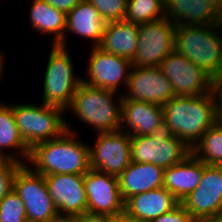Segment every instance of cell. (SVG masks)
Returning a JSON list of instances; mask_svg holds the SVG:
<instances>
[{"instance_id": "1", "label": "cell", "mask_w": 222, "mask_h": 222, "mask_svg": "<svg viewBox=\"0 0 222 222\" xmlns=\"http://www.w3.org/2000/svg\"><path fill=\"white\" fill-rule=\"evenodd\" d=\"M67 121V130L59 137L39 143L30 150L27 164L35 172L45 176L51 174L84 175L89 171V142L80 140L79 131Z\"/></svg>"}, {"instance_id": "2", "label": "cell", "mask_w": 222, "mask_h": 222, "mask_svg": "<svg viewBox=\"0 0 222 222\" xmlns=\"http://www.w3.org/2000/svg\"><path fill=\"white\" fill-rule=\"evenodd\" d=\"M164 121L190 149L217 122L213 91L198 96H174L163 105Z\"/></svg>"}, {"instance_id": "3", "label": "cell", "mask_w": 222, "mask_h": 222, "mask_svg": "<svg viewBox=\"0 0 222 222\" xmlns=\"http://www.w3.org/2000/svg\"><path fill=\"white\" fill-rule=\"evenodd\" d=\"M122 99L120 93L81 82L65 112L77 117L93 133L114 132L121 127Z\"/></svg>"}, {"instance_id": "4", "label": "cell", "mask_w": 222, "mask_h": 222, "mask_svg": "<svg viewBox=\"0 0 222 222\" xmlns=\"http://www.w3.org/2000/svg\"><path fill=\"white\" fill-rule=\"evenodd\" d=\"M174 49L201 67L212 79L222 73V32L218 24L177 25Z\"/></svg>"}, {"instance_id": "5", "label": "cell", "mask_w": 222, "mask_h": 222, "mask_svg": "<svg viewBox=\"0 0 222 222\" xmlns=\"http://www.w3.org/2000/svg\"><path fill=\"white\" fill-rule=\"evenodd\" d=\"M44 69L41 103L62 108L70 106L82 76L75 75L74 61L69 47L51 45Z\"/></svg>"}, {"instance_id": "6", "label": "cell", "mask_w": 222, "mask_h": 222, "mask_svg": "<svg viewBox=\"0 0 222 222\" xmlns=\"http://www.w3.org/2000/svg\"><path fill=\"white\" fill-rule=\"evenodd\" d=\"M19 133L31 150L35 145L59 137L66 129L62 108L43 103H12Z\"/></svg>"}, {"instance_id": "7", "label": "cell", "mask_w": 222, "mask_h": 222, "mask_svg": "<svg viewBox=\"0 0 222 222\" xmlns=\"http://www.w3.org/2000/svg\"><path fill=\"white\" fill-rule=\"evenodd\" d=\"M191 149L173 134L165 121L157 125L150 135L131 136V161L153 163L167 169L181 162Z\"/></svg>"}, {"instance_id": "8", "label": "cell", "mask_w": 222, "mask_h": 222, "mask_svg": "<svg viewBox=\"0 0 222 222\" xmlns=\"http://www.w3.org/2000/svg\"><path fill=\"white\" fill-rule=\"evenodd\" d=\"M13 189L22 200L27 222H61L53 205L45 177L28 164H21L14 173Z\"/></svg>"}, {"instance_id": "9", "label": "cell", "mask_w": 222, "mask_h": 222, "mask_svg": "<svg viewBox=\"0 0 222 222\" xmlns=\"http://www.w3.org/2000/svg\"><path fill=\"white\" fill-rule=\"evenodd\" d=\"M175 29L176 25L166 16L139 24L138 45L132 66L160 67L162 61L174 50Z\"/></svg>"}, {"instance_id": "10", "label": "cell", "mask_w": 222, "mask_h": 222, "mask_svg": "<svg viewBox=\"0 0 222 222\" xmlns=\"http://www.w3.org/2000/svg\"><path fill=\"white\" fill-rule=\"evenodd\" d=\"M84 186L87 221H102L124 210L118 177L90 168L84 174Z\"/></svg>"}, {"instance_id": "11", "label": "cell", "mask_w": 222, "mask_h": 222, "mask_svg": "<svg viewBox=\"0 0 222 222\" xmlns=\"http://www.w3.org/2000/svg\"><path fill=\"white\" fill-rule=\"evenodd\" d=\"M44 177L61 220L87 221L84 175L51 174Z\"/></svg>"}, {"instance_id": "12", "label": "cell", "mask_w": 222, "mask_h": 222, "mask_svg": "<svg viewBox=\"0 0 222 222\" xmlns=\"http://www.w3.org/2000/svg\"><path fill=\"white\" fill-rule=\"evenodd\" d=\"M89 149L91 169L118 177L131 163V136L127 132L96 133Z\"/></svg>"}, {"instance_id": "13", "label": "cell", "mask_w": 222, "mask_h": 222, "mask_svg": "<svg viewBox=\"0 0 222 222\" xmlns=\"http://www.w3.org/2000/svg\"><path fill=\"white\" fill-rule=\"evenodd\" d=\"M90 49L85 72L87 76H82V82L121 94V89L126 87L132 62L99 47Z\"/></svg>"}, {"instance_id": "14", "label": "cell", "mask_w": 222, "mask_h": 222, "mask_svg": "<svg viewBox=\"0 0 222 222\" xmlns=\"http://www.w3.org/2000/svg\"><path fill=\"white\" fill-rule=\"evenodd\" d=\"M160 68L170 80L175 96H198L212 91L213 79L175 49L162 61Z\"/></svg>"}, {"instance_id": "15", "label": "cell", "mask_w": 222, "mask_h": 222, "mask_svg": "<svg viewBox=\"0 0 222 222\" xmlns=\"http://www.w3.org/2000/svg\"><path fill=\"white\" fill-rule=\"evenodd\" d=\"M124 91L121 93L123 99H134L160 106L175 96L170 80L160 67L132 66Z\"/></svg>"}, {"instance_id": "16", "label": "cell", "mask_w": 222, "mask_h": 222, "mask_svg": "<svg viewBox=\"0 0 222 222\" xmlns=\"http://www.w3.org/2000/svg\"><path fill=\"white\" fill-rule=\"evenodd\" d=\"M181 203L196 222L221 214V166L204 163L200 183Z\"/></svg>"}, {"instance_id": "17", "label": "cell", "mask_w": 222, "mask_h": 222, "mask_svg": "<svg viewBox=\"0 0 222 222\" xmlns=\"http://www.w3.org/2000/svg\"><path fill=\"white\" fill-rule=\"evenodd\" d=\"M66 31L63 46L68 47V36L82 37L81 41L88 40L91 47H98L101 43L106 22L98 10L88 1L82 0L67 14ZM71 34V35H70ZM74 34V35H73Z\"/></svg>"}, {"instance_id": "18", "label": "cell", "mask_w": 222, "mask_h": 222, "mask_svg": "<svg viewBox=\"0 0 222 222\" xmlns=\"http://www.w3.org/2000/svg\"><path fill=\"white\" fill-rule=\"evenodd\" d=\"M163 121V106L134 99H122L120 130L130 136L150 135Z\"/></svg>"}, {"instance_id": "19", "label": "cell", "mask_w": 222, "mask_h": 222, "mask_svg": "<svg viewBox=\"0 0 222 222\" xmlns=\"http://www.w3.org/2000/svg\"><path fill=\"white\" fill-rule=\"evenodd\" d=\"M204 172V162L192 152L181 162L164 169L165 187L180 203L196 189Z\"/></svg>"}, {"instance_id": "20", "label": "cell", "mask_w": 222, "mask_h": 222, "mask_svg": "<svg viewBox=\"0 0 222 222\" xmlns=\"http://www.w3.org/2000/svg\"><path fill=\"white\" fill-rule=\"evenodd\" d=\"M165 16L176 26L218 24L221 13L205 0H165Z\"/></svg>"}, {"instance_id": "21", "label": "cell", "mask_w": 222, "mask_h": 222, "mask_svg": "<svg viewBox=\"0 0 222 222\" xmlns=\"http://www.w3.org/2000/svg\"><path fill=\"white\" fill-rule=\"evenodd\" d=\"M120 194L125 202L129 197L163 187L164 169L153 163L131 161L118 176Z\"/></svg>"}, {"instance_id": "22", "label": "cell", "mask_w": 222, "mask_h": 222, "mask_svg": "<svg viewBox=\"0 0 222 222\" xmlns=\"http://www.w3.org/2000/svg\"><path fill=\"white\" fill-rule=\"evenodd\" d=\"M180 202L165 188L160 187L129 197L124 209L141 222H150L171 211Z\"/></svg>"}, {"instance_id": "23", "label": "cell", "mask_w": 222, "mask_h": 222, "mask_svg": "<svg viewBox=\"0 0 222 222\" xmlns=\"http://www.w3.org/2000/svg\"><path fill=\"white\" fill-rule=\"evenodd\" d=\"M138 31V24L125 20L107 22L98 47L132 62L138 45Z\"/></svg>"}, {"instance_id": "24", "label": "cell", "mask_w": 222, "mask_h": 222, "mask_svg": "<svg viewBox=\"0 0 222 222\" xmlns=\"http://www.w3.org/2000/svg\"><path fill=\"white\" fill-rule=\"evenodd\" d=\"M10 103L0 102V157L27 164L30 149L19 133Z\"/></svg>"}, {"instance_id": "25", "label": "cell", "mask_w": 222, "mask_h": 222, "mask_svg": "<svg viewBox=\"0 0 222 222\" xmlns=\"http://www.w3.org/2000/svg\"><path fill=\"white\" fill-rule=\"evenodd\" d=\"M30 28L40 35H52L51 44L63 46L67 16L45 0H33L29 9Z\"/></svg>"}, {"instance_id": "26", "label": "cell", "mask_w": 222, "mask_h": 222, "mask_svg": "<svg viewBox=\"0 0 222 222\" xmlns=\"http://www.w3.org/2000/svg\"><path fill=\"white\" fill-rule=\"evenodd\" d=\"M191 152L206 165H222V125L216 122L194 145Z\"/></svg>"}, {"instance_id": "27", "label": "cell", "mask_w": 222, "mask_h": 222, "mask_svg": "<svg viewBox=\"0 0 222 222\" xmlns=\"http://www.w3.org/2000/svg\"><path fill=\"white\" fill-rule=\"evenodd\" d=\"M165 17V0H127L124 20L144 24Z\"/></svg>"}, {"instance_id": "28", "label": "cell", "mask_w": 222, "mask_h": 222, "mask_svg": "<svg viewBox=\"0 0 222 222\" xmlns=\"http://www.w3.org/2000/svg\"><path fill=\"white\" fill-rule=\"evenodd\" d=\"M0 222H27L25 206L13 188L0 201Z\"/></svg>"}, {"instance_id": "29", "label": "cell", "mask_w": 222, "mask_h": 222, "mask_svg": "<svg viewBox=\"0 0 222 222\" xmlns=\"http://www.w3.org/2000/svg\"><path fill=\"white\" fill-rule=\"evenodd\" d=\"M107 22L122 21L126 15L127 0H88Z\"/></svg>"}, {"instance_id": "30", "label": "cell", "mask_w": 222, "mask_h": 222, "mask_svg": "<svg viewBox=\"0 0 222 222\" xmlns=\"http://www.w3.org/2000/svg\"><path fill=\"white\" fill-rule=\"evenodd\" d=\"M21 164L13 160H3L0 163V201L13 188V177Z\"/></svg>"}, {"instance_id": "31", "label": "cell", "mask_w": 222, "mask_h": 222, "mask_svg": "<svg viewBox=\"0 0 222 222\" xmlns=\"http://www.w3.org/2000/svg\"><path fill=\"white\" fill-rule=\"evenodd\" d=\"M150 222H196L187 212L182 203H179L171 211L152 219Z\"/></svg>"}, {"instance_id": "32", "label": "cell", "mask_w": 222, "mask_h": 222, "mask_svg": "<svg viewBox=\"0 0 222 222\" xmlns=\"http://www.w3.org/2000/svg\"><path fill=\"white\" fill-rule=\"evenodd\" d=\"M45 1H47L50 5L54 6L56 9H59L60 11L67 14L82 0H45Z\"/></svg>"}, {"instance_id": "33", "label": "cell", "mask_w": 222, "mask_h": 222, "mask_svg": "<svg viewBox=\"0 0 222 222\" xmlns=\"http://www.w3.org/2000/svg\"><path fill=\"white\" fill-rule=\"evenodd\" d=\"M101 222H141L134 216L130 215L125 209L119 213L103 219Z\"/></svg>"}, {"instance_id": "34", "label": "cell", "mask_w": 222, "mask_h": 222, "mask_svg": "<svg viewBox=\"0 0 222 222\" xmlns=\"http://www.w3.org/2000/svg\"><path fill=\"white\" fill-rule=\"evenodd\" d=\"M212 91L216 97V104H222V73L213 79Z\"/></svg>"}, {"instance_id": "35", "label": "cell", "mask_w": 222, "mask_h": 222, "mask_svg": "<svg viewBox=\"0 0 222 222\" xmlns=\"http://www.w3.org/2000/svg\"><path fill=\"white\" fill-rule=\"evenodd\" d=\"M207 3H210L222 14V0H205Z\"/></svg>"}, {"instance_id": "36", "label": "cell", "mask_w": 222, "mask_h": 222, "mask_svg": "<svg viewBox=\"0 0 222 222\" xmlns=\"http://www.w3.org/2000/svg\"><path fill=\"white\" fill-rule=\"evenodd\" d=\"M5 53L3 54V51L0 50V77L2 79V75H3V72L4 71V68H5Z\"/></svg>"}, {"instance_id": "37", "label": "cell", "mask_w": 222, "mask_h": 222, "mask_svg": "<svg viewBox=\"0 0 222 222\" xmlns=\"http://www.w3.org/2000/svg\"><path fill=\"white\" fill-rule=\"evenodd\" d=\"M200 222H222V213L221 214H217L213 217H209V218H206Z\"/></svg>"}, {"instance_id": "38", "label": "cell", "mask_w": 222, "mask_h": 222, "mask_svg": "<svg viewBox=\"0 0 222 222\" xmlns=\"http://www.w3.org/2000/svg\"><path fill=\"white\" fill-rule=\"evenodd\" d=\"M217 122L222 125V104H217Z\"/></svg>"}, {"instance_id": "39", "label": "cell", "mask_w": 222, "mask_h": 222, "mask_svg": "<svg viewBox=\"0 0 222 222\" xmlns=\"http://www.w3.org/2000/svg\"><path fill=\"white\" fill-rule=\"evenodd\" d=\"M221 194H222V165H221Z\"/></svg>"}, {"instance_id": "40", "label": "cell", "mask_w": 222, "mask_h": 222, "mask_svg": "<svg viewBox=\"0 0 222 222\" xmlns=\"http://www.w3.org/2000/svg\"><path fill=\"white\" fill-rule=\"evenodd\" d=\"M61 222H86V221H73V220H71V221H61Z\"/></svg>"}]
</instances>
